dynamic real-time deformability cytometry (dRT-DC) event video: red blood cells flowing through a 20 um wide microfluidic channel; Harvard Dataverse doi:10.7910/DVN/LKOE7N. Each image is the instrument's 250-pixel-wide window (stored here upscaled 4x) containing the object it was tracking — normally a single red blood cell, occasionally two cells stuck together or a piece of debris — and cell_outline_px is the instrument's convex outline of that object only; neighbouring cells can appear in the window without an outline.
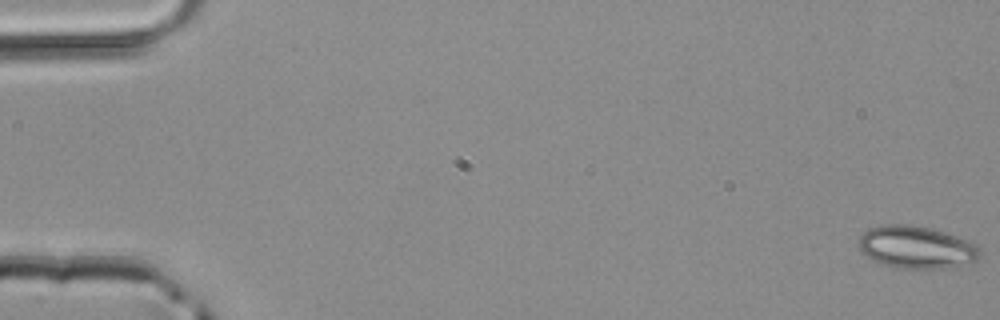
{"species": "common noctule bat (a hibernating species)", "species_latin": "Nyctalus noctula", "temperature_condition": "room temperature", "stored_images_in_passage": 48, "camera_frame_rate_fps": 3000, "um_per_image_px": 0.085, "animal": {"sex": "male", "body_mass_g": 20.4}, "frame": {"image": 1, "passage_image": 1, "time_ms": 0.0, "image_size_px": [1000, 320], "cell_outline_px": [[980, 256], [976, 260], [944, 268], [892, 268], [872, 260], [860, 252], [860, 236], [868, 228], [884, 224], [908, 224], [932, 228], [968, 240], [976, 244], [980, 248]], "centroid_in_image_um": [77.86, 21.0], "position_along_channel_um": 7.1, "area_um2": 30.0}}
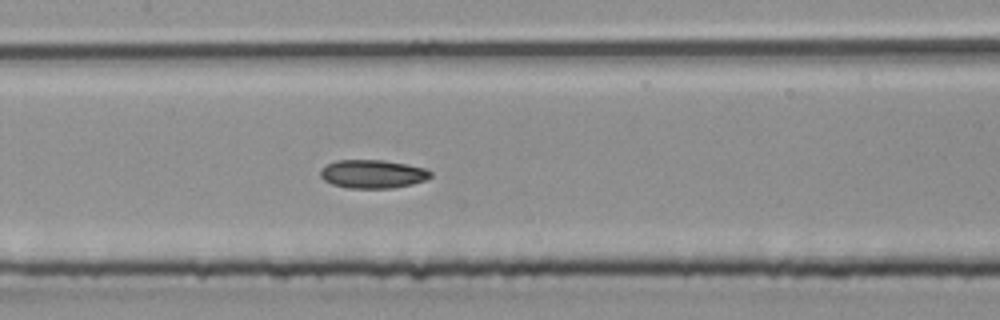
{"frame": {"image": 2, "passage_image": 24, "time_ms": 7.667, "image_size_px": [1000, 320], "cell_outline_px": [[432, 176], [424, 180], [412, 184], [392, 188], [348, 188], [332, 184], [324, 180], [320, 176], [320, 172], [328, 164], [336, 160], [384, 160], [424, 168], [432, 172]], "centroid_in_image_um": [31.68, 14.79], "position_along_channel_um": 175.7, "area_um2": 18.09}}
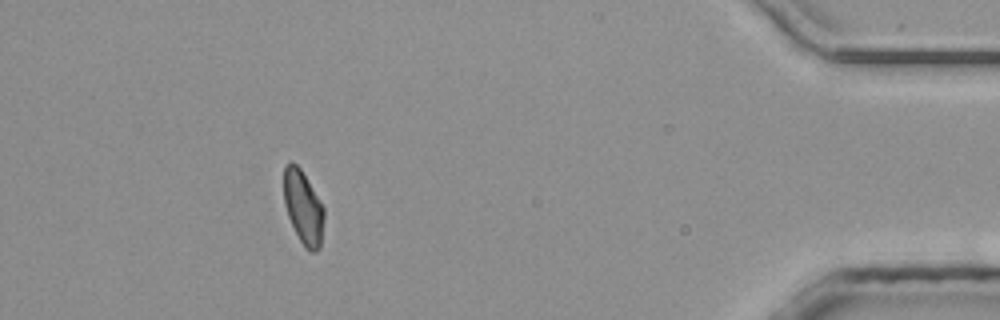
{"frame": {"image": 3, "passage_image": 44, "time_ms": 14.333, "image_size_px": [1000, 320], "cell_outline_px": [[324, 220], [320, 248], [316, 252], [308, 252], [304, 248], [288, 216], [284, 204], [284, 168], [292, 160], [300, 168], [324, 208]], "centroid_in_image_um": [25.78, 17.67], "position_along_channel_um": 409.4, "area_um2": 17.11}}